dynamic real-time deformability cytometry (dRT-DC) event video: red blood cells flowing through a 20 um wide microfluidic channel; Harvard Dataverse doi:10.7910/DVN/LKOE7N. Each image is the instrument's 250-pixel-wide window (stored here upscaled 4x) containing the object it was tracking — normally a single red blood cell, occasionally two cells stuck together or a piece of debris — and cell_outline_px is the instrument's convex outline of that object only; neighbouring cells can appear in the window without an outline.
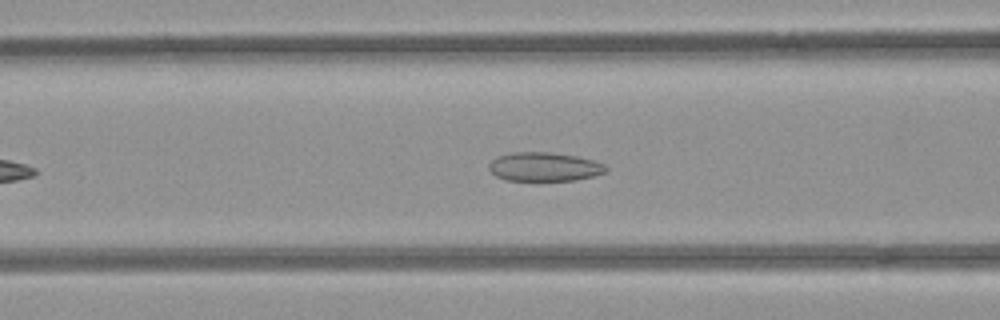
{"species": "common noctule bat (a hibernating species)", "species_latin": "Nyctalus noctula", "temperature_condition": "room temperature", "stored_images_in_passage": 43, "camera_frame_rate_fps": 3000, "um_per_image_px": 0.085, "animal": {"sex": "female", "body_mass_g": 21.9}, "frame": {"image": 1, "passage_image": 11, "time_ms": 3.333, "image_size_px": [1000, 320], "cell_outline_px": [[608, 168], [604, 172], [596, 176], [576, 180], [504, 180], [496, 176], [488, 168], [488, 164], [496, 156], [512, 152], [548, 152], [576, 156], [592, 160], [604, 164]], "centroid_in_image_um": [46.24, 14.17], "position_along_channel_um": 120.4, "area_um2": 19.71}}
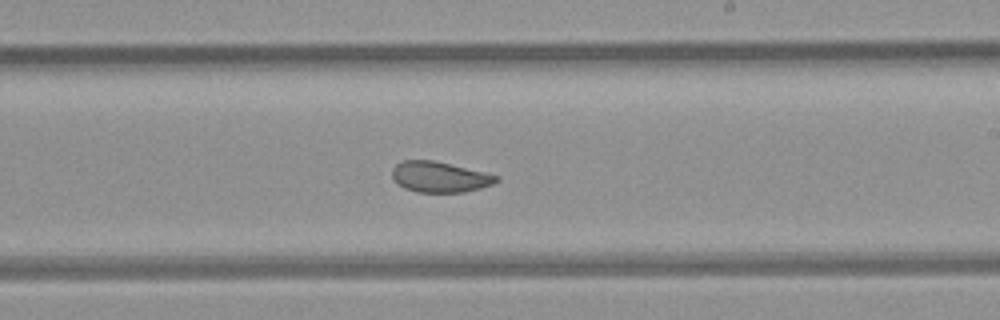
{"frame": {"image": 2, "passage_image": 21, "time_ms": 6.667, "image_size_px": [1000, 320], "cell_outline_px": [[500, 180], [492, 184], [480, 188], [464, 192], [416, 192], [404, 188], [392, 176], [392, 168], [400, 160], [432, 160], [484, 172], [500, 176]], "centroid_in_image_um": [37.37, 15.04], "position_along_channel_um": 251.6, "area_um2": 18.5}}
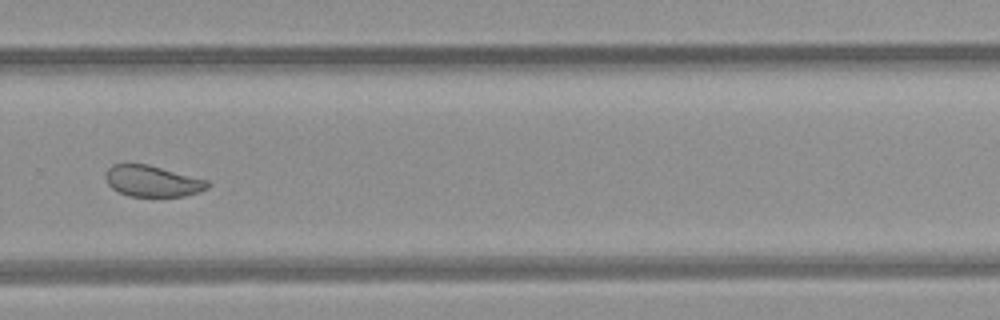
{"frame": {"image": 3, "passage_image": 26, "time_ms": 8.333, "image_size_px": [1000, 320], "cell_outline_px": [[212, 184], [208, 188], [184, 196], [128, 196], [112, 188], [108, 184], [104, 176], [108, 168], [112, 164], [148, 164], [208, 180]], "centroid_in_image_um": [12.95, 15.39], "position_along_channel_um": 316.8, "area_um2": 18.5}, "authors_computed_cell_mechanics": {"area_um2": 21.0392, "velocity_mm_per_s": 3.9438, "shape_relaxation_time_tau1_ms": null, "shape_relaxation_time_tau2_ms": 1.3249, "deformation_change_tau1": null, "deformation_change_tau2": 0.0613}}